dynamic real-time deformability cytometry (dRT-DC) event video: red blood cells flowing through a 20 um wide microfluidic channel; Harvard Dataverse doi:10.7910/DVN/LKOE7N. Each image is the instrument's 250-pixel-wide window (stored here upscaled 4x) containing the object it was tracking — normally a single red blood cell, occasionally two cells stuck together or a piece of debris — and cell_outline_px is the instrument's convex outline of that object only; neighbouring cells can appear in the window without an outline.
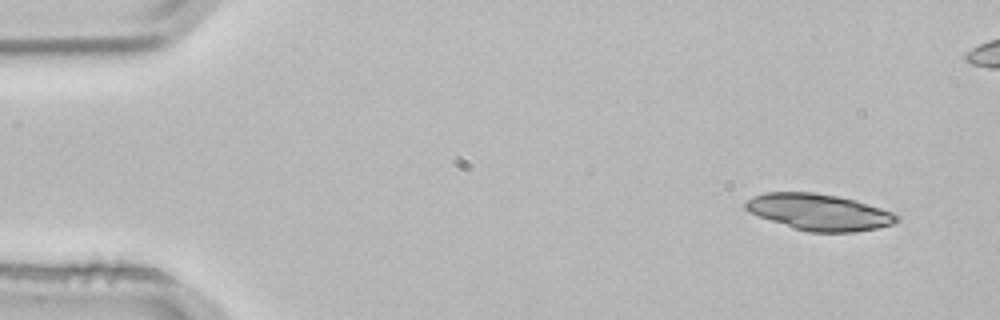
{"species": "common noctule bat (a hibernating species)", "species_latin": "Nyctalus noctula", "temperature_condition": "room temperature", "stored_images_in_passage": 4, "camera_frame_rate_fps": 3000, "um_per_image_px": 0.085, "animal": {"sex": "male", "body_mass_g": 21.5, "forearm_length_mm": 52.0}, "frame": {"image": 1, "passage_image": 1, "time_ms": 0.0, "image_size_px": [1000, 320], "cell_outline_px": [[900, 220], [892, 224], [876, 228], [856, 232], [808, 232], [792, 228], [748, 212], [744, 208], [744, 204], [752, 196], [764, 192], [812, 192], [836, 196], [856, 200], [892, 212], [900, 216]], "centroid_in_image_um": [69.61, 18.03], "position_along_channel_um": 15.4, "area_um2": 32.08}}